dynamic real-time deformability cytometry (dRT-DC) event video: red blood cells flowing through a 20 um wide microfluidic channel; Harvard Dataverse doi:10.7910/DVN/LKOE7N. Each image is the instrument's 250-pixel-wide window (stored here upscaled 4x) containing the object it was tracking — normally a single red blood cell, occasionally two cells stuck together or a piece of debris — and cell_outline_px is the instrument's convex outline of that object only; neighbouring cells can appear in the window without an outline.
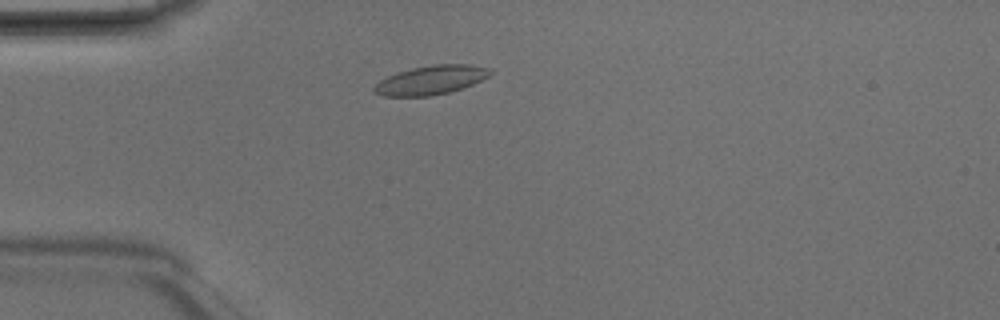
{"species": "Egyptian fruit bat (a non-hibernating species)", "species_latin": "Rousettus aegyptiacus", "temperature_condition": "room temperature", "stored_images_in_passage": 2, "camera_frame_rate_fps": 3000, "um_per_image_px": 0.085, "animal": {"sex": "male"}, "frame": {"image": 1, "passage_image": 2, "time_ms": 0.333, "image_size_px": [1000, 320], "cell_outline_px": [[492, 72], [488, 76], [472, 84], [448, 92], [428, 96], [384, 96], [376, 92], [372, 88], [380, 80], [388, 76], [412, 68], [436, 64], [468, 64], [488, 68]], "centroid_in_image_um": [36.61, 6.8], "position_along_channel_um": 48.4, "area_um2": 19.13}}